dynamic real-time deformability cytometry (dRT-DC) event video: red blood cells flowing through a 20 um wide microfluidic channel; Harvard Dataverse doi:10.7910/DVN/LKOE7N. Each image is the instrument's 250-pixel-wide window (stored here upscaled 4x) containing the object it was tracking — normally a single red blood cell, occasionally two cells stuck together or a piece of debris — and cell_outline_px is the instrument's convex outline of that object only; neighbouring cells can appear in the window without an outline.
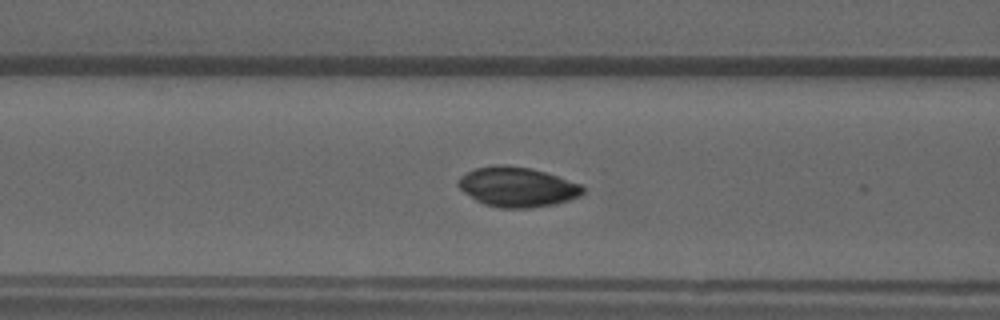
{"species": "common noctule bat (a hibernating species)", "species_latin": "Nyctalus noctula", "temperature_condition": "warm", "stored_images_in_passage": 44, "camera_frame_rate_fps": 3000, "um_per_image_px": 0.085, "animal": {"sex": "male", "forearm_length_mm": 52.5}, "frame": {"image": 1, "passage_image": 20, "time_ms": 6.333, "image_size_px": [1000, 320], "cell_outline_px": [[584, 192], [580, 196], [556, 204], [532, 208], [500, 208], [484, 204], [476, 200], [464, 192], [456, 184], [456, 180], [460, 176], [476, 168], [492, 164], [508, 164], [532, 168], [580, 184], [584, 188]], "centroid_in_image_um": [43.94, 15.88], "position_along_channel_um": 122.7, "area_um2": 29.07}}
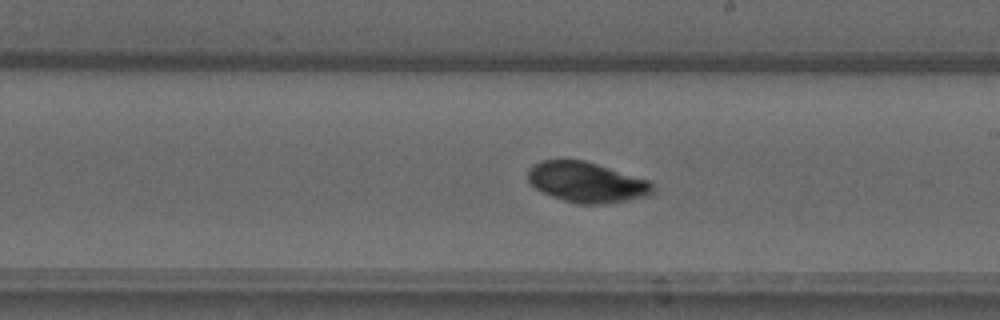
{"frame": {"image": 2, "passage_image": 29, "time_ms": 9.333, "image_size_px": [1000, 320], "cell_outline_px": [[656, 188], [648, 196], [628, 200], [604, 204], [576, 204], [552, 196], [536, 188], [528, 180], [528, 168], [532, 164], [540, 160], [584, 160], [648, 180]], "centroid_in_image_um": [49.86, 15.49], "position_along_channel_um": 239.1, "area_um2": 29.25}}
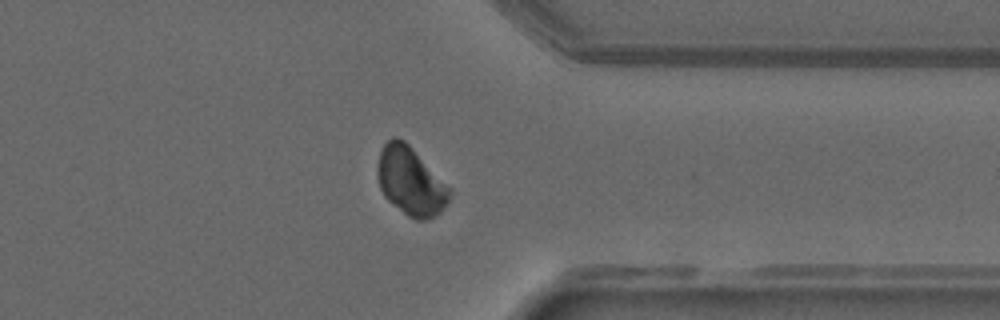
{"frame": {"image": 3, "passage_image": 40, "time_ms": 13.0, "image_size_px": [1000, 320], "cell_outline_px": [[452, 196], [448, 204], [440, 212], [424, 220], [416, 220], [408, 216], [388, 200], [384, 196], [380, 188], [376, 172], [376, 168], [380, 152], [384, 144], [392, 136], [396, 136], [404, 140], [452, 188]], "centroid_in_image_um": [34.92, 15.4], "position_along_channel_um": 376.5, "area_um2": 28.84}}